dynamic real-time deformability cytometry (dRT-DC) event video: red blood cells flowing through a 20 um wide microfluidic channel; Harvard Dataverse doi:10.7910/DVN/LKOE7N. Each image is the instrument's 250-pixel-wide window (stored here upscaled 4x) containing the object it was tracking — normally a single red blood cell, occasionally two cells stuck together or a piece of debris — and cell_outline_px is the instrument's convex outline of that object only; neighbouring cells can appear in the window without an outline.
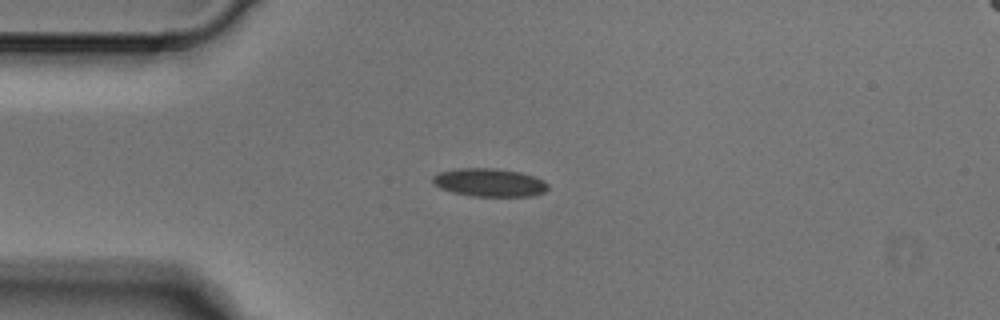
{"species": "Egyptian fruit bat (a non-hibernating species)", "species_latin": "Rousettus aegyptiacus", "temperature_condition": "cold", "stored_images_in_passage": 1, "camera_frame_rate_fps": 3000, "um_per_image_px": 0.085, "animal": {"sex": "male"}, "frame": {"image": 1, "passage_image": 1, "time_ms": 0.0, "image_size_px": [1000, 320], "cell_outline_px": [[548, 188], [544, 192], [532, 196], [472, 196], [452, 192], [440, 188], [432, 184], [432, 176], [440, 172], [456, 168], [496, 168], [520, 172], [536, 176], [544, 180], [548, 184]], "centroid_in_image_um": [41.6, 15.51], "position_along_channel_um": 43.4, "area_um2": 19.13}}